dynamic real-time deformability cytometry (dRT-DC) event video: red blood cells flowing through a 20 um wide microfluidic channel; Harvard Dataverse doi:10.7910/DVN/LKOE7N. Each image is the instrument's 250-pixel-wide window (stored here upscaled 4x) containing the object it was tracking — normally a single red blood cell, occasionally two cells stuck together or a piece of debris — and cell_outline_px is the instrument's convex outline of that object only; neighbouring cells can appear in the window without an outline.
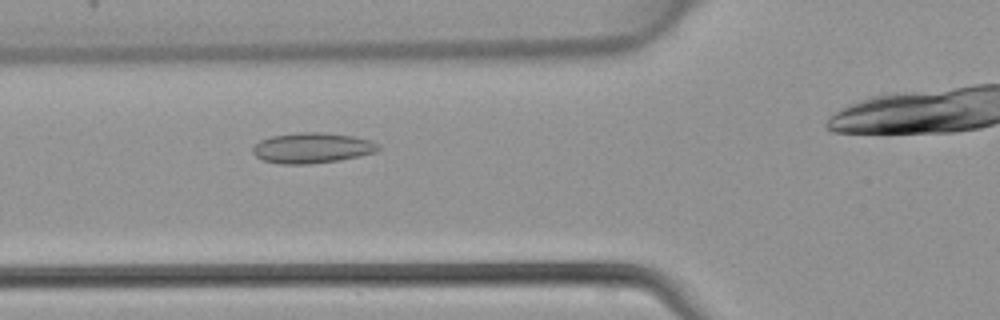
{"species": "common noctule bat (a hibernating species)", "species_latin": "Nyctalus noctula", "temperature_condition": "warm", "stored_images_in_passage": 26, "camera_frame_rate_fps": 3000, "um_per_image_px": 0.085, "animal": {"sex": "female", "body_mass_g": 22.7, "forearm_length_mm": 54.2}, "frame": {"image": 1, "passage_image": 3, "time_ms": 0.667, "image_size_px": [1000, 320], "cell_outline_px": [[380, 148], [376, 152], [360, 156], [340, 160], [308, 164], [280, 164], [264, 160], [256, 156], [252, 152], [252, 148], [260, 140], [272, 136], [300, 132], [324, 132], [352, 136], [372, 140], [380, 144]], "centroid_in_image_um": [26.56, 12.57], "position_along_channel_um": 99.2, "area_um2": 22.37}}
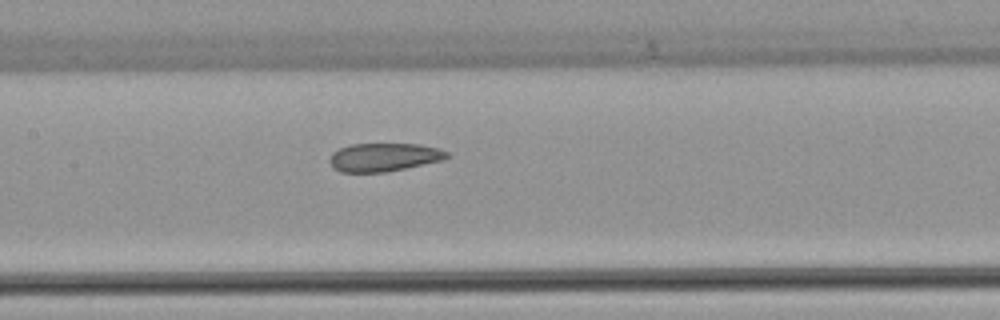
{"frame": {"image": 2, "passage_image": 8, "time_ms": 2.333, "image_size_px": [1000, 320], "cell_outline_px": [[452, 156], [444, 160], [388, 172], [340, 172], [332, 168], [328, 160], [332, 152], [340, 148], [352, 144], [420, 144], [440, 148], [448, 152]], "centroid_in_image_um": [32.66, 13.37], "position_along_channel_um": 174.7, "area_um2": 19.71}}
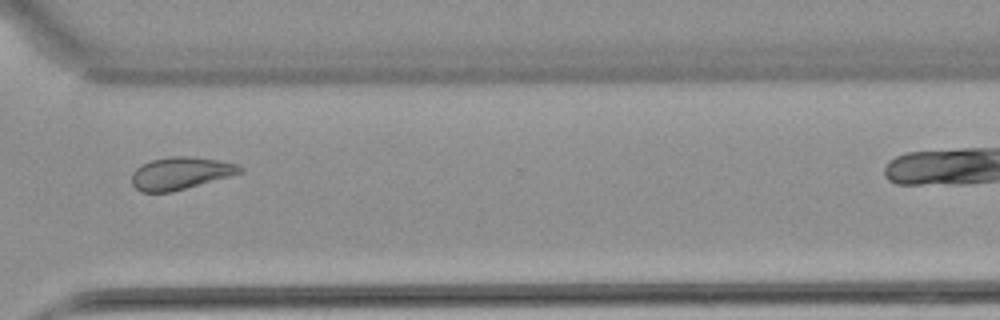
{"frame": {"image": 3, "passage_image": 20, "time_ms": 6.333, "image_size_px": [1000, 320], "cell_outline_px": [[244, 172], [172, 192], [140, 192], [132, 184], [132, 172], [140, 164], [152, 160], [168, 156], [188, 156], [216, 160], [236, 164], [244, 168]], "centroid_in_image_um": [15.31, 14.72], "position_along_channel_um": 355.3, "area_um2": 20.4}}